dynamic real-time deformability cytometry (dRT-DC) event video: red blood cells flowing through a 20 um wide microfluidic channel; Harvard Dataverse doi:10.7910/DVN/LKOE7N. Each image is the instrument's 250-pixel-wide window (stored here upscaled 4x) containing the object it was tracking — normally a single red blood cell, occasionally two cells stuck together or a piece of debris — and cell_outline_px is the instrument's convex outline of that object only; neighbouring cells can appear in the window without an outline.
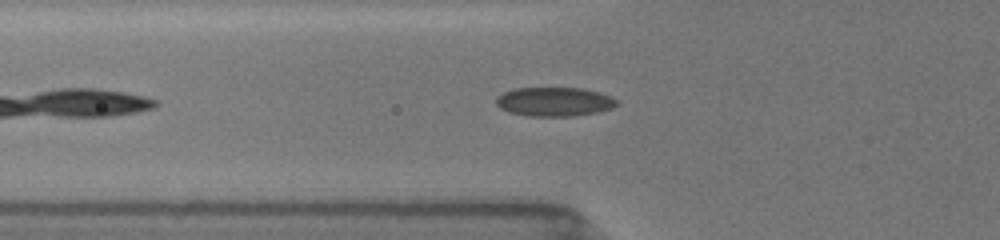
{"species": "common noctule bat (a hibernating species)", "species_latin": "Nyctalus noctula", "temperature_condition": "room temperature", "stored_images_in_passage": 24, "camera_frame_rate_fps": 3000, "um_per_image_px": 0.085, "animal": {"sex": "female", "body_mass_g": 19.5, "forearm_length_mm": 54.1}, "frame": {"image": 1, "passage_image": 3, "time_ms": 0.667, "image_size_px": [1000, 240], "cell_outline_px": [[620, 104], [612, 108], [596, 112], [572, 116], [528, 116], [508, 112], [500, 108], [496, 104], [496, 96], [512, 88], [584, 88], [600, 92], [616, 100]], "centroid_in_image_um": [47.09, 8.64], "position_along_channel_um": 78.7, "area_um2": 20.52}}
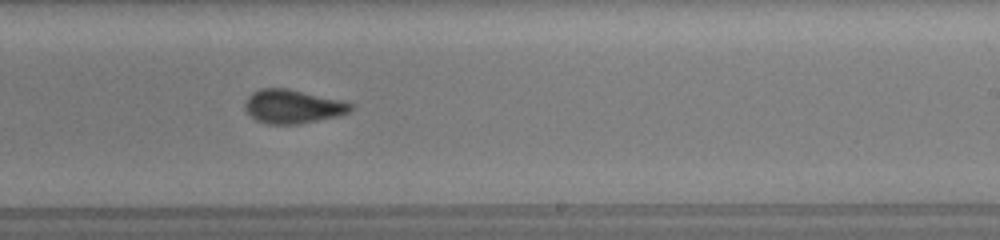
{"frame": {"image": 2, "passage_image": 11, "time_ms": 3.333, "image_size_px": [1000, 240], "cell_outline_px": [[352, 108], [348, 112], [336, 116], [296, 124], [268, 124], [256, 120], [244, 108], [244, 104], [248, 96], [252, 92], [260, 88], [288, 88], [340, 100], [352, 104]], "centroid_in_image_um": [24.83, 9.04], "position_along_channel_um": 264.2, "area_um2": 20.52}}
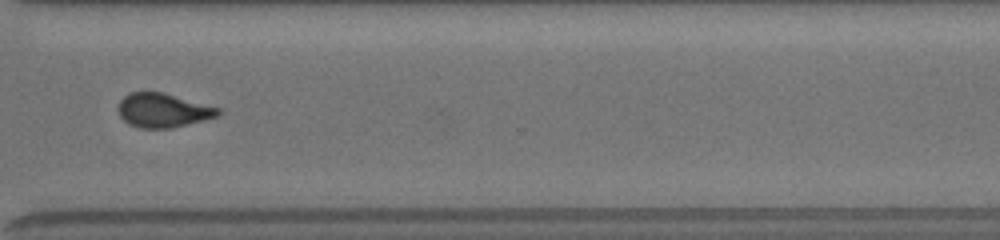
{"frame": {"image": 3, "passage_image": 17, "time_ms": 5.333, "image_size_px": [1000, 240], "cell_outline_px": [[220, 112], [216, 116], [204, 120], [172, 128], [140, 128], [128, 124], [120, 116], [120, 100], [128, 92], [164, 92], [220, 108]], "centroid_in_image_um": [13.85, 9.37], "position_along_channel_um": 356.7, "area_um2": 19.71}}